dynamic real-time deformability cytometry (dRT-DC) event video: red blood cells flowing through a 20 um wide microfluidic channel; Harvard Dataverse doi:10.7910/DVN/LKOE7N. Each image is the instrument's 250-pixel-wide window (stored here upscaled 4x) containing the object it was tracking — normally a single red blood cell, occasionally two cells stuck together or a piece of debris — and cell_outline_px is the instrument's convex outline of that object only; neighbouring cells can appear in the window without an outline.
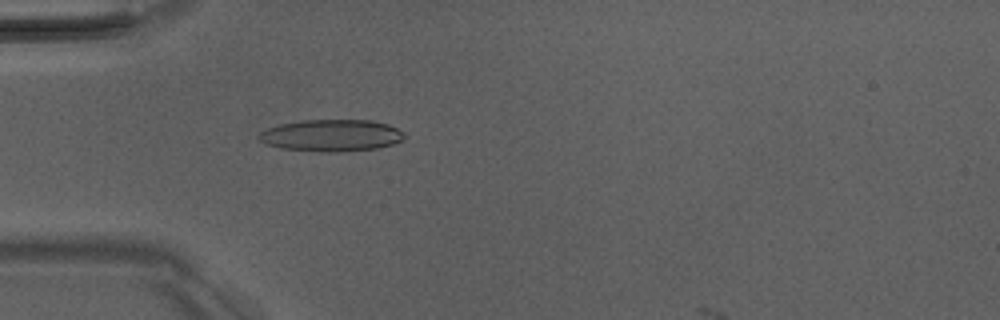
{"species": "Egyptian fruit bat (a non-hibernating species)", "species_latin": "Rousettus aegyptiacus", "temperature_condition": "room temperature", "stored_images_in_passage": 45, "camera_frame_rate_fps": 3000, "um_per_image_px": 0.085, "animal": {"sex": "male"}, "frame": {"image": 1, "passage_image": 11, "time_ms": 3.333, "image_size_px": [1000, 320], "cell_outline_px": [[404, 136], [400, 140], [392, 144], [376, 148], [336, 152], [320, 152], [280, 148], [264, 144], [256, 136], [260, 132], [268, 128], [280, 124], [300, 120], [372, 120], [388, 124], [396, 128]], "centroid_in_image_um": [28.09, 11.51], "position_along_channel_um": 56.9, "area_um2": 26.93}}
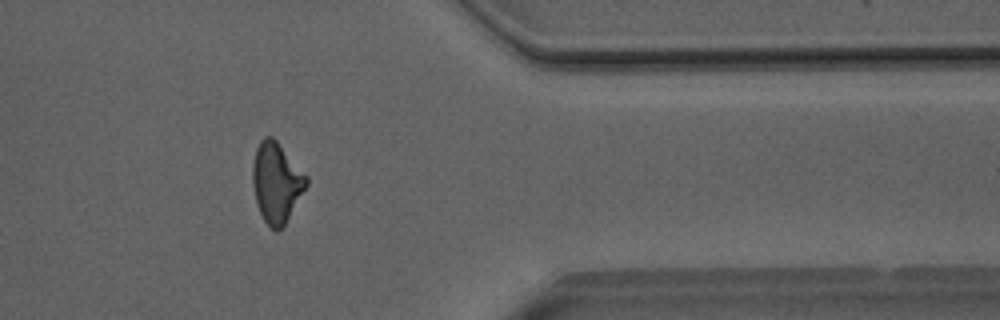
{"frame": {"image": 2, "passage_image": 37, "time_ms": 12.0, "image_size_px": [1000, 320], "cell_outline_px": [[308, 184], [284, 224], [276, 232], [264, 220], [256, 204], [252, 184], [252, 164], [256, 148], [260, 140], [264, 136], [272, 136], [276, 140], [308, 176]], "centroid_in_image_um": [23.48, 15.47], "position_along_channel_um": 387.9, "area_um2": 24.97}}
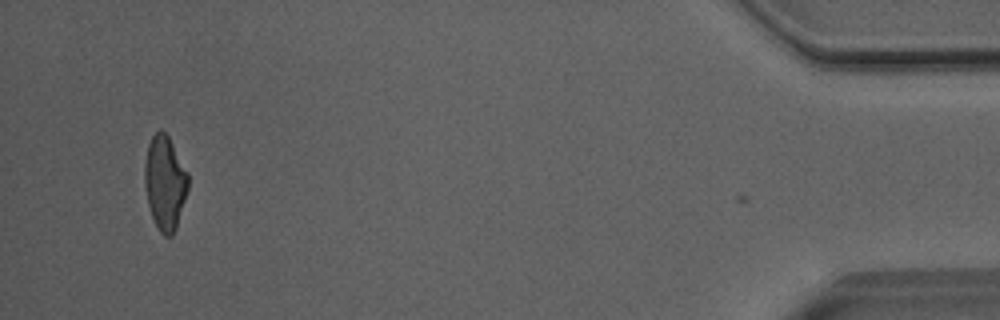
{"frame": {"image": 3, "passage_image": 44, "time_ms": 14.333, "image_size_px": [1000, 320], "cell_outline_px": [[188, 188], [176, 228], [172, 236], [164, 236], [160, 232], [152, 216], [148, 204], [144, 184], [144, 164], [148, 144], [152, 136], [160, 128], [168, 136], [188, 172]], "centroid_in_image_um": [14.01, 15.52], "position_along_channel_um": 421.2, "area_um2": 23.76}, "authors_computed_cell_mechanics": {"area_um2": 25.143, "velocity_mm_per_s": 4.0863, "shape_relaxation_time_tau1_ms": null, "shape_relaxation_time_tau2_ms": 1.8115, "deformation_change_tau1": null, "deformation_change_tau2": 0.1117}}